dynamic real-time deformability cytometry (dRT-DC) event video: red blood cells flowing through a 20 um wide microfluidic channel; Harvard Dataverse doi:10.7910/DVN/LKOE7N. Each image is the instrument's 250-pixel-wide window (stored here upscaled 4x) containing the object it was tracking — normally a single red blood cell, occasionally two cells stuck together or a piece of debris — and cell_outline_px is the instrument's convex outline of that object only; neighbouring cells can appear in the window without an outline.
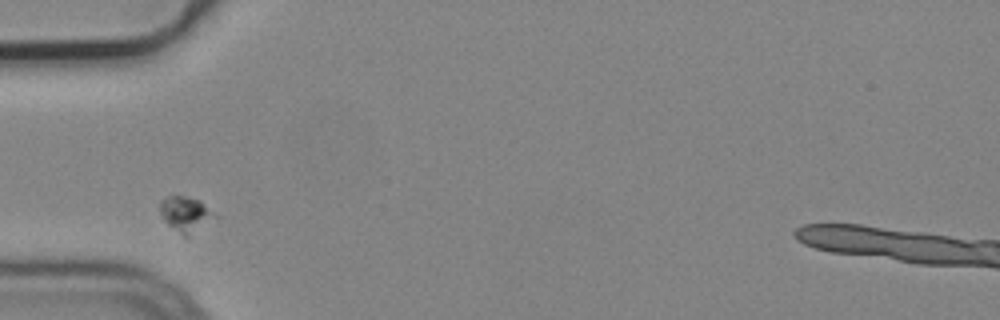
{"species": "common noctule bat (a hibernating species)", "species_latin": "Nyctalus noctula", "temperature_condition": "cold", "stored_images_in_passage": 1, "camera_frame_rate_fps": 3000, "um_per_image_px": 0.085, "animal": {"sex": "male", "body_mass_g": 19.2, "forearm_length_mm": 51.8}, "frame": {"image": 1, "passage_image": 1, "time_ms": 0.0, "image_size_px": [1000, 320], "cell_outline_px": [[220, 216], [188, 240], [168, 224], [160, 216], [160, 200], [168, 196], [184, 196], [200, 200]], "centroid_in_image_um": [15.85, 18.26], "position_along_channel_um": 69.1, "area_um2": 11.91}}